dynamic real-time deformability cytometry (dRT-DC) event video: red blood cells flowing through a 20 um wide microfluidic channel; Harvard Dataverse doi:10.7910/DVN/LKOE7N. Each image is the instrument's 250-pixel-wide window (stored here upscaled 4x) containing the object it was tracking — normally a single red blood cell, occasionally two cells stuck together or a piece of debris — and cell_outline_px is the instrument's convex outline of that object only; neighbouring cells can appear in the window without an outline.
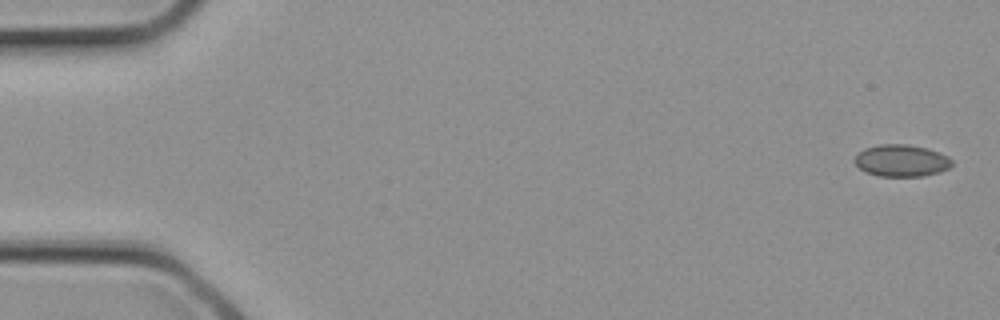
{"species": "common noctule bat (a hibernating species)", "species_latin": "Nyctalus noctula", "temperature_condition": "cold", "stored_images_in_passage": 3, "camera_frame_rate_fps": 3000, "um_per_image_px": 0.085, "animal": {"sex": "female", "body_mass_g": 21.9}, "frame": {"image": 1, "passage_image": 3, "time_ms": 0.667, "image_size_px": [1000, 320], "cell_outline_px": [[952, 164], [948, 168], [940, 172], [924, 176], [880, 176], [868, 172], [860, 168], [852, 160], [864, 148], [880, 144], [908, 144], [928, 148], [948, 156], [952, 160]], "centroid_in_image_um": [76.64, 13.64], "position_along_channel_um": 8.4, "area_um2": 18.09}}